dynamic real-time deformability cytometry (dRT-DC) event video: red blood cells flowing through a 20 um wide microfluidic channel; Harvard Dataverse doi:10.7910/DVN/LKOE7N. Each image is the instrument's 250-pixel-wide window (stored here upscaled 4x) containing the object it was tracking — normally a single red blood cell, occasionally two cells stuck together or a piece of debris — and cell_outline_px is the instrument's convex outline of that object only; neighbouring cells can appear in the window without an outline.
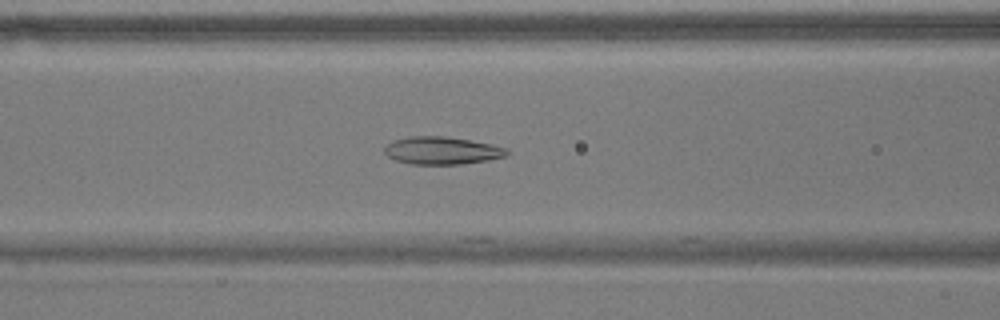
{"species": "common noctule bat (a hibernating species)", "species_latin": "Nyctalus noctula", "temperature_condition": "warm", "stored_images_in_passage": 32, "camera_frame_rate_fps": 3000, "um_per_image_px": 0.085, "animal": {"sex": "male", "body_mass_g": 17.9}, "frame": {"image": 1, "passage_image": 12, "time_ms": 3.667, "image_size_px": [1000, 320], "cell_outline_px": [[508, 156], [488, 160], [460, 164], [412, 164], [396, 160], [388, 156], [384, 152], [384, 148], [392, 140], [412, 136], [444, 136], [492, 144], [508, 148]], "centroid_in_image_um": [37.58, 12.79], "position_along_channel_um": 129.0, "area_um2": 19.65}}
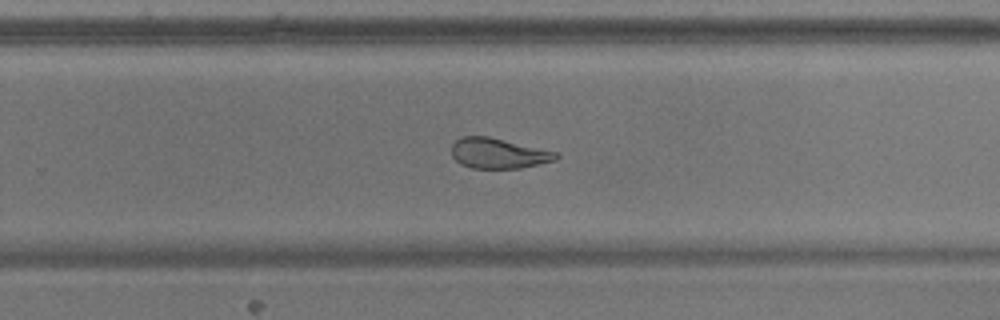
{"frame": {"image": 2, "passage_image": 25, "time_ms": 8.0, "image_size_px": [1000, 320], "cell_outline_px": [[560, 156], [556, 160], [540, 164], [520, 168], [472, 168], [460, 164], [452, 156], [452, 144], [460, 136], [488, 136], [556, 152]], "centroid_in_image_um": [42.34, 13.03], "position_along_channel_um": 287.5, "area_um2": 18.38}}
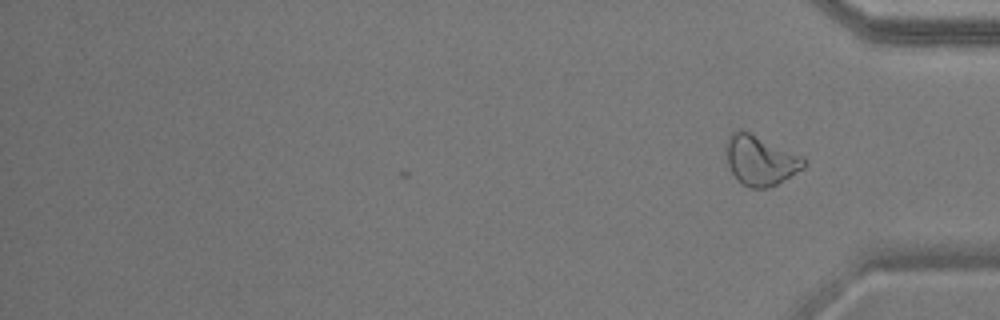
{"frame": {"image": 3, "passage_image": 32, "time_ms": 10.333, "image_size_px": [1000, 320], "cell_outline_px": [[804, 168], [784, 180], [776, 184], [764, 188], [748, 188], [736, 180], [728, 164], [724, 144], [728, 136], [732, 132], [740, 128], [804, 156]], "centroid_in_image_um": [64.59, 13.61], "position_along_channel_um": 370.6, "area_um2": 22.77}, "authors_computed_cell_mechanics": {"area_um2": 19.5364, "velocity_mm_per_s": 3.664, "shape_relaxation_time_tau1_ms": null, "shape_relaxation_time_tau2_ms": 1.8758, "deformation_change_tau1": null, "deformation_change_tau2": 0.0833}}